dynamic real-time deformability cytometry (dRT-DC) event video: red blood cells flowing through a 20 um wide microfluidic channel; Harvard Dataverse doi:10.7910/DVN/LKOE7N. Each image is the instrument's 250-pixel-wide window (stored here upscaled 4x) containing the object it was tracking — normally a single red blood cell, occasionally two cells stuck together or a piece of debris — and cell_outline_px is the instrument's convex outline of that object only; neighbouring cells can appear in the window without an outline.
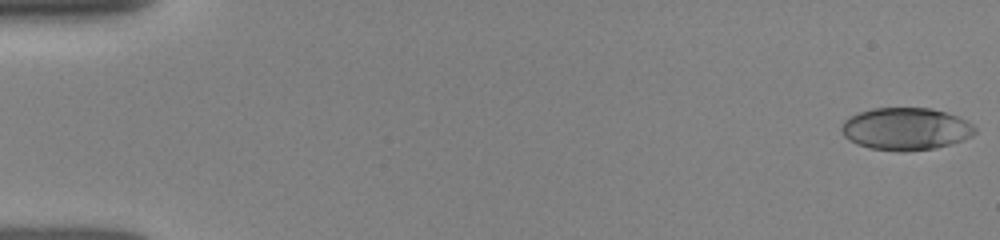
{"species": "human", "species_latin": "Homo sapiens", "temperature_condition": "room temperature", "stored_images_in_passage": 14, "camera_frame_rate_fps": 3000, "um_per_image_px": 0.085, "donor": {"sex": "female"}, "frame": {"image": 1, "passage_image": 1, "time_ms": 0.0, "image_size_px": [1000, 240], "cell_outline_px": [[976, 132], [972, 136], [964, 140], [936, 148], [868, 148], [856, 144], [848, 140], [844, 136], [840, 128], [844, 120], [860, 112], [872, 108], [932, 108], [956, 116], [972, 124], [976, 128]], "centroid_in_image_um": [76.99, 10.92], "position_along_channel_um": 8.0, "area_um2": 32.08}}
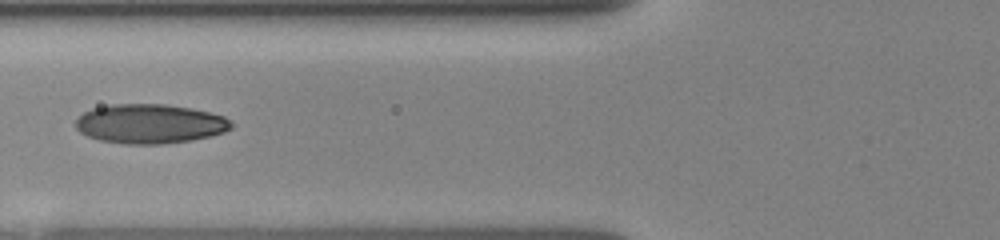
{"frame": {"image": 2, "passage_image": 8, "time_ms": 6.333, "image_size_px": [1000, 240], "cell_outline_px": [[232, 128], [224, 132], [192, 140], [164, 144], [124, 144], [100, 140], [88, 136], [80, 132], [76, 128], [76, 120], [84, 112], [92, 108], [112, 104], [164, 104], [192, 108], [224, 116], [232, 124]], "centroid_in_image_um": [12.73, 10.52], "position_along_channel_um": 113.1, "area_um2": 35.66}}
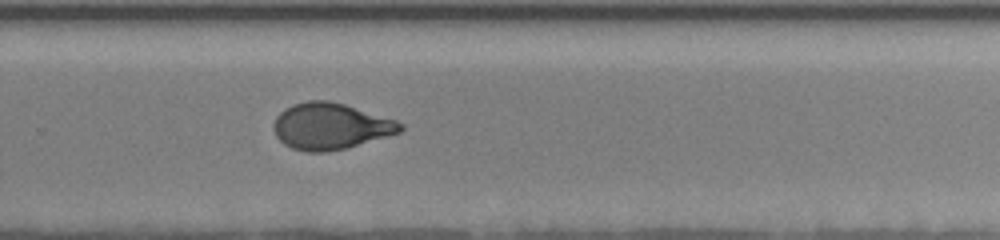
{"frame": {"image": 3, "passage_image": 14, "time_ms": 11.0, "image_size_px": [1000, 240], "cell_outline_px": [[404, 128], [400, 132], [388, 136], [344, 148], [324, 152], [308, 152], [292, 148], [284, 144], [276, 136], [276, 116], [284, 108], [292, 104], [308, 100], [328, 100], [344, 104], [396, 120], [404, 124]], "centroid_in_image_um": [28.1, 10.72], "position_along_channel_um": 301.7, "area_um2": 33.87}}